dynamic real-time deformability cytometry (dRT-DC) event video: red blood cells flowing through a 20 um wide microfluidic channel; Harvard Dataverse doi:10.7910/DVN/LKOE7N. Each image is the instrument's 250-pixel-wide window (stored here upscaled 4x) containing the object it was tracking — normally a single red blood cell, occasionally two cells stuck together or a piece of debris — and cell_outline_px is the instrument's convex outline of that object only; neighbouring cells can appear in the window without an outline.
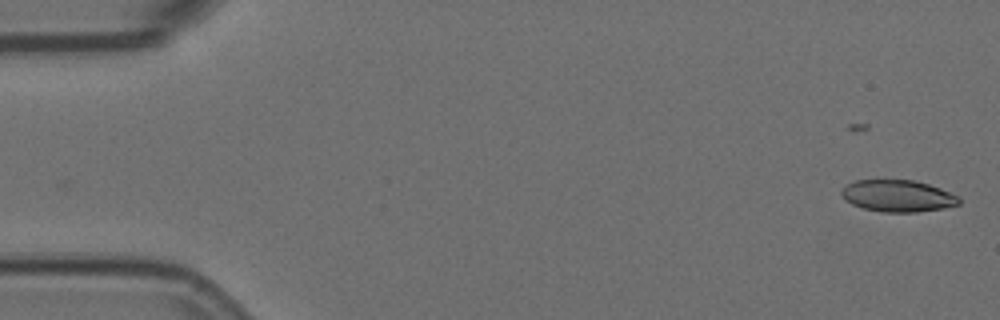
{"species": "Egyptian fruit bat (a non-hibernating species)", "species_latin": "Rousettus aegyptiacus", "temperature_condition": "room temperature", "stored_images_in_passage": 6, "camera_frame_rate_fps": 3000, "um_per_image_px": 0.085, "animal": {"sex": "female"}, "frame": {"image": 1, "passage_image": 2, "time_ms": 0.333, "image_size_px": [1000, 320], "cell_outline_px": [[960, 204], [944, 208], [916, 212], [884, 212], [864, 208], [852, 204], [844, 200], [840, 192], [848, 184], [856, 180], [912, 180], [928, 184], [940, 188], [960, 196]], "centroid_in_image_um": [76.33, 16.65], "position_along_channel_um": 8.7, "area_um2": 21.73}}
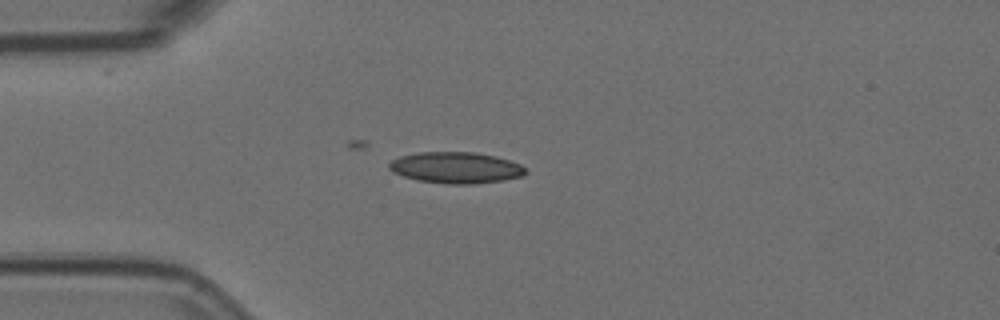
{"frame": {"image": 2, "passage_image": 6, "time_ms": 1.667, "image_size_px": [1000, 320], "cell_outline_px": [[528, 172], [524, 176], [504, 180], [472, 184], [448, 184], [420, 180], [404, 176], [392, 172], [388, 168], [388, 164], [392, 160], [400, 156], [420, 152], [472, 152], [496, 156], [520, 164]], "centroid_in_image_um": [38.76, 14.25], "position_along_channel_um": 46.2, "area_um2": 24.8}}